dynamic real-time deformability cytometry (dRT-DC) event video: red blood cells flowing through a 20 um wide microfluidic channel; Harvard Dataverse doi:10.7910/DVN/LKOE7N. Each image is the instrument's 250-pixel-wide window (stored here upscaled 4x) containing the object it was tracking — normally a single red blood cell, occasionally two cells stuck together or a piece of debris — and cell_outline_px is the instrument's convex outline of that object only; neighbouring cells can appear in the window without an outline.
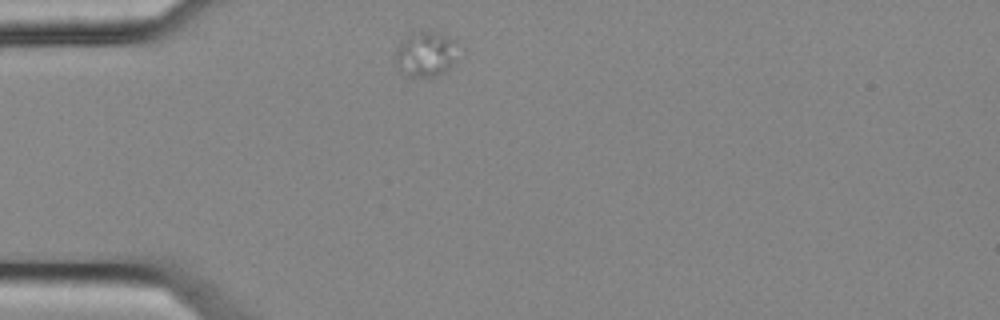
{"species": "common noctule bat (a hibernating species)", "species_latin": "Nyctalus noctula", "temperature_condition": "cold", "stored_images_in_passage": 3, "camera_frame_rate_fps": 3000, "um_per_image_px": 0.085, "animal": {"sex": "female", "body_mass_g": 25.1}, "frame": {"image": 1, "passage_image": 1, "time_ms": 0.0, "image_size_px": [1000, 320], "cell_outline_px": [[460, 44], [456, 60], [444, 72], [436, 76], [412, 76], [400, 68], [392, 60], [400, 40], [408, 32], [420, 28], [428, 28], [456, 40]], "centroid_in_image_um": [36.19, 4.49], "position_along_channel_um": 48.8, "area_um2": 17.34}}